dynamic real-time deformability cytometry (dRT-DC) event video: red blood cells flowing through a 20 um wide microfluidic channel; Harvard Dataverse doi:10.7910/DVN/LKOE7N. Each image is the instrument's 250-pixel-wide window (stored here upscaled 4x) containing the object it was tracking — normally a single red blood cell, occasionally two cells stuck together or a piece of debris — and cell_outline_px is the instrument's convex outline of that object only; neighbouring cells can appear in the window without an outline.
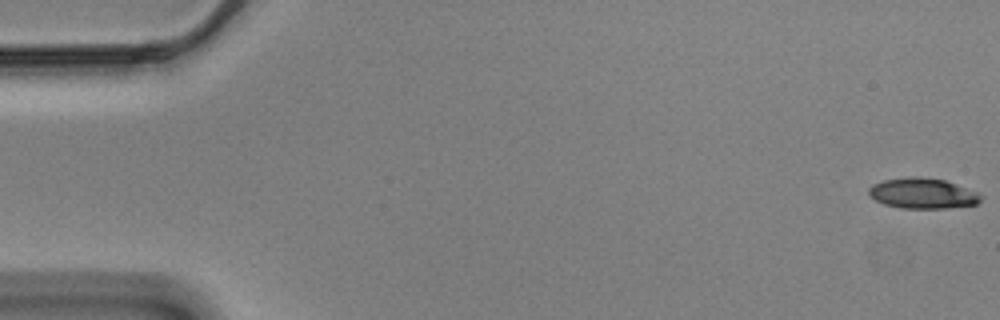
{"species": "Egyptian fruit bat (a non-hibernating species)", "species_latin": "Rousettus aegyptiacus", "temperature_condition": "cold", "stored_images_in_passage": 58, "camera_frame_rate_fps": 3000, "um_per_image_px": 0.085, "animal": {"sex": "male"}, "frame": {"image": 1, "passage_image": 1, "time_ms": 0.0, "image_size_px": [1000, 320], "cell_outline_px": [[984, 196], [976, 204], [944, 208], [900, 208], [884, 204], [876, 200], [868, 192], [868, 188], [872, 184], [884, 180], [912, 176], [920, 176], [944, 180], [976, 192]], "centroid_in_image_um": [78.4, 16.43], "position_along_channel_um": 6.6, "area_um2": 19.71}}
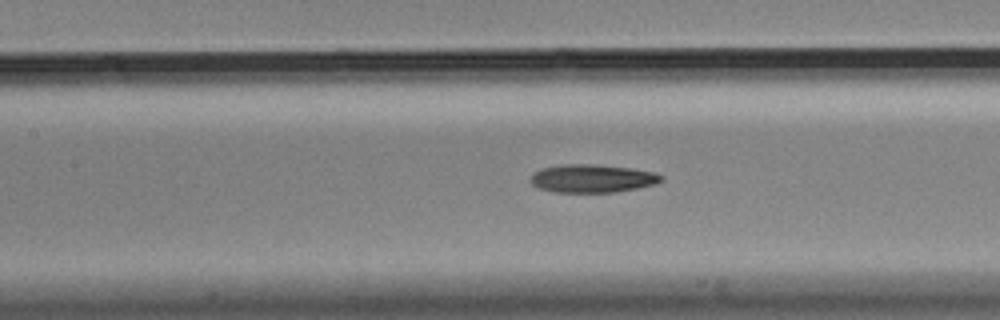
{"frame": {"image": 2, "passage_image": 26, "time_ms": 8.333, "image_size_px": [1000, 320], "cell_outline_px": [[664, 180], [656, 184], [616, 192], [552, 192], [540, 188], [532, 184], [528, 180], [532, 172], [544, 168], [560, 164], [592, 164], [632, 168], [652, 172], [664, 176]], "centroid_in_image_um": [50.32, 15.17], "position_along_channel_um": 157.1, "area_um2": 21.56}}
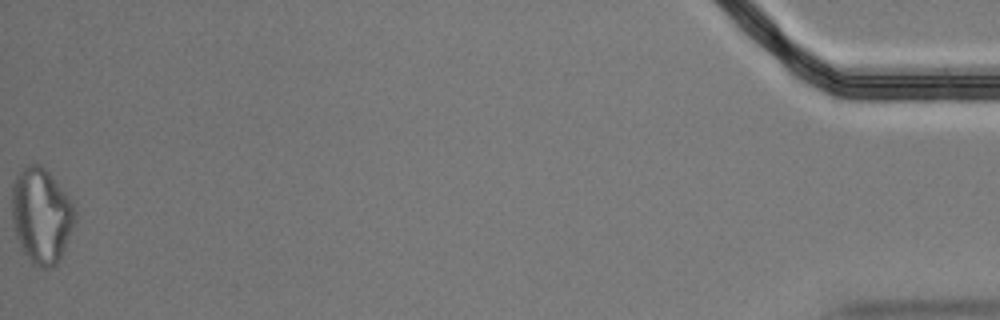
{"frame": {"image": 3, "passage_image": 58, "time_ms": 19.0, "image_size_px": [1000, 320], "cell_outline_px": [[76, 220], [60, 260], [52, 268], [44, 268], [32, 264], [24, 256], [16, 236], [12, 220], [12, 184], [16, 176], [24, 168], [32, 164], [40, 164], [48, 172], [68, 196], [76, 212]], "centroid_in_image_um": [3.51, 18.37], "position_along_channel_um": 431.7, "area_um2": 35.08}}